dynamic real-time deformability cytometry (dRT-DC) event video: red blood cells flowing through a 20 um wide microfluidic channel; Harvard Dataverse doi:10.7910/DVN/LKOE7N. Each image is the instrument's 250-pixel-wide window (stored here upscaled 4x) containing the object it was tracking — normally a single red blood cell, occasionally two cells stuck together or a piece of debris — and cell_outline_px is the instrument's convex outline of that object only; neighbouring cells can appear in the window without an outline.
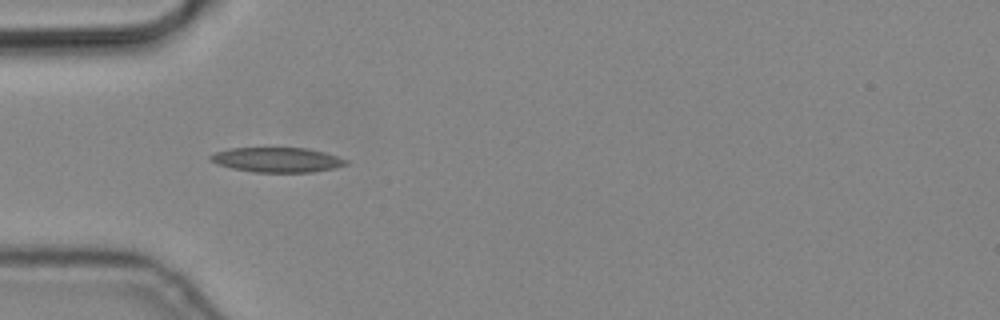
{"species": "common noctule bat (a hibernating species)", "species_latin": "Nyctalus noctula", "temperature_condition": "cold", "stored_images_in_passage": 6, "camera_frame_rate_fps": 3000, "um_per_image_px": 0.085, "animal": {"sex": "male", "body_mass_g": 19.2, "forearm_length_mm": 51.8}, "frame": {"image": 1, "passage_image": 3, "time_ms": 0.667, "image_size_px": [1000, 320], "cell_outline_px": [[348, 164], [332, 168], [312, 172], [252, 172], [232, 168], [216, 164], [208, 160], [208, 156], [216, 152], [232, 148], [308, 148], [324, 152], [348, 160]], "centroid_in_image_um": [23.52, 13.58], "position_along_channel_um": 61.5, "area_um2": 19.54}}
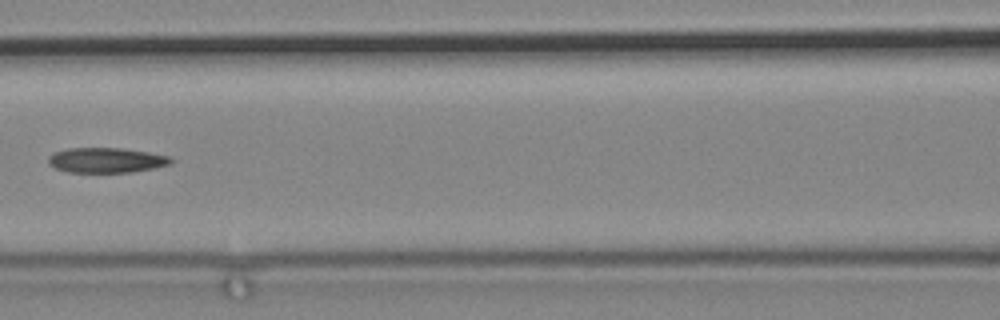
{"frame": {"image": 2, "passage_image": 5, "time_ms": 1.333, "image_size_px": [1000, 320], "cell_outline_px": [[176, 160], [168, 164], [152, 168], [132, 172], [68, 172], [56, 168], [48, 164], [48, 156], [56, 152], [68, 148], [120, 148], [148, 152], [168, 156]], "centroid_in_image_um": [9.02, 13.61], "position_along_channel_um": 157.6, "area_um2": 17.74}}
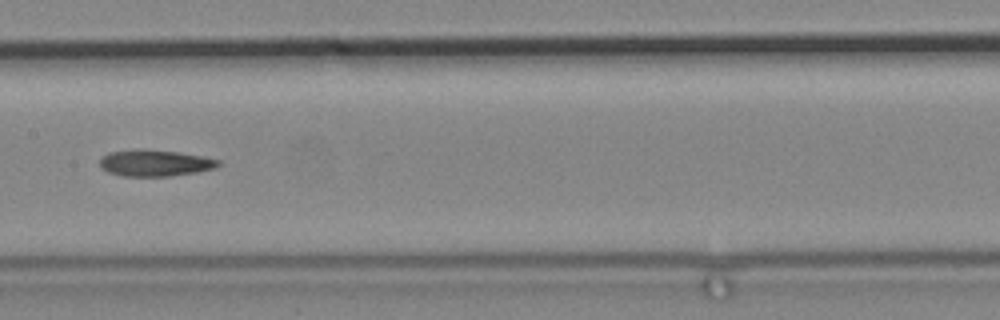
{"frame": {"image": 3, "passage_image": 6, "time_ms": 1.667, "image_size_px": [1000, 320], "cell_outline_px": [[220, 164], [216, 168], [196, 172], [168, 176], [124, 176], [108, 172], [100, 168], [100, 156], [108, 152], [132, 148], [144, 148], [180, 152], [204, 156], [220, 160]], "centroid_in_image_um": [13.13, 13.83], "position_along_channel_um": 194.3, "area_um2": 18.73}}